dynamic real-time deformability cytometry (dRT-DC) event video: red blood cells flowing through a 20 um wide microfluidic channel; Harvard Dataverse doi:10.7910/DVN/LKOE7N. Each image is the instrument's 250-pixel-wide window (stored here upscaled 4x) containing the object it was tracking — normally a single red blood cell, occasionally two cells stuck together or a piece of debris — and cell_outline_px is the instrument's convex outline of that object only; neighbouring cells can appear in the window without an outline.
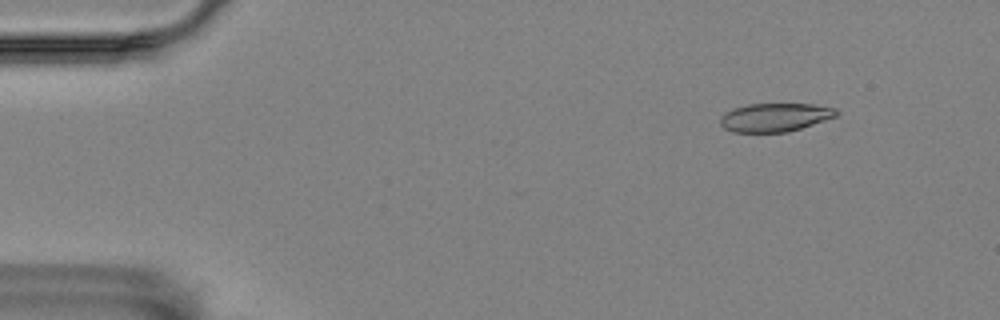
{"species": "Egyptian fruit bat (a non-hibernating species)", "species_latin": "Rousettus aegyptiacus", "temperature_condition": "room temperature", "stored_images_in_passage": 43, "camera_frame_rate_fps": 3000, "um_per_image_px": 0.085, "animal": {"sex": "female"}, "frame": {"image": 1, "passage_image": 5, "time_ms": 1.333, "image_size_px": [1000, 320], "cell_outline_px": [[840, 112], [836, 116], [788, 132], [732, 132], [724, 128], [720, 124], [720, 116], [724, 112], [748, 104], [812, 104], [836, 108]], "centroid_in_image_um": [65.85, 9.97], "position_along_channel_um": 19.1, "area_um2": 19.19}}
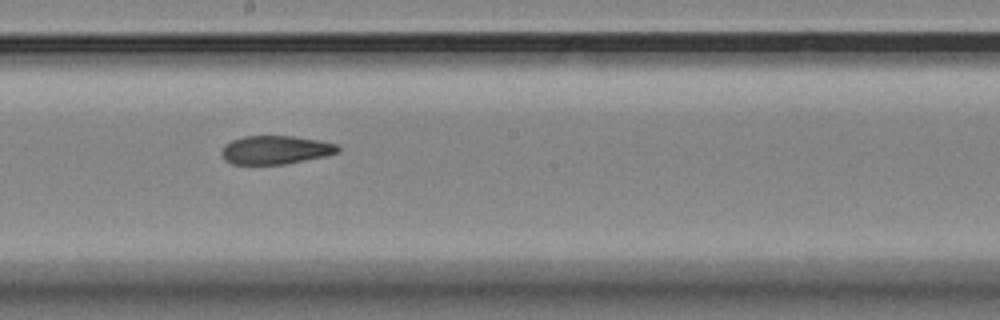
{"frame": {"image": 2, "passage_image": 30, "time_ms": 9.667, "image_size_px": [1000, 320], "cell_outline_px": [[340, 152], [324, 156], [284, 164], [232, 164], [224, 160], [220, 152], [224, 144], [232, 140], [244, 136], [292, 136], [316, 140], [336, 144], [340, 148]], "centroid_in_image_um": [23.37, 12.74], "position_along_channel_um": 224.8, "area_um2": 19.25}}
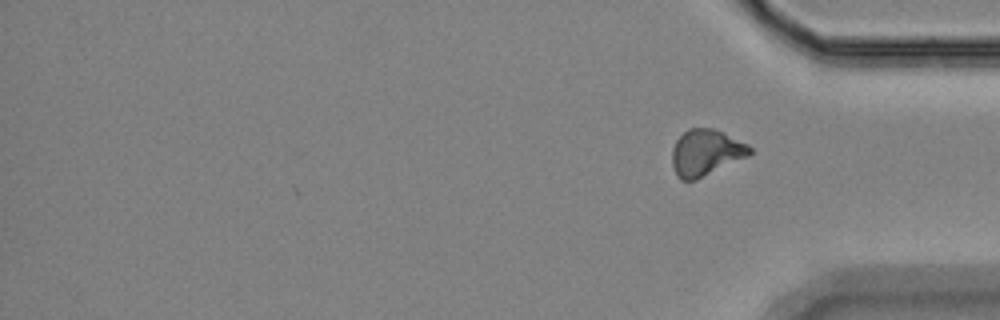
{"frame": {"image": 3, "passage_image": 43, "time_ms": 14.0, "image_size_px": [1000, 320], "cell_outline_px": [[752, 152], [748, 156], [696, 180], [680, 180], [672, 164], [672, 148], [676, 140], [688, 128], [712, 128], [724, 132], [748, 144], [752, 148]], "centroid_in_image_um": [60.0, 12.96], "position_along_channel_um": 375.2, "area_um2": 20.92}, "authors_computed_cell_mechanics": {"area_um2": 20.1722, "velocity_mm_per_s": 3.5338, "shape_relaxation_time_tau1_ms": 9.2428, "shape_relaxation_time_tau2_ms": 3.7489, "deformation_change_tau1": 0.2026, "deformation_change_tau2": 0.1112}}